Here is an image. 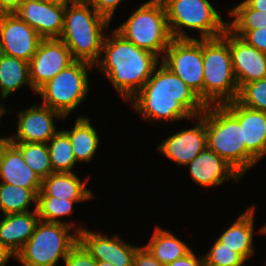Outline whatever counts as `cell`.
I'll list each match as a JSON object with an SVG mask.
<instances>
[{"instance_id":"obj_1","label":"cell","mask_w":266,"mask_h":266,"mask_svg":"<svg viewBox=\"0 0 266 266\" xmlns=\"http://www.w3.org/2000/svg\"><path fill=\"white\" fill-rule=\"evenodd\" d=\"M131 100L132 107L150 122L192 120L206 108L196 93L161 61Z\"/></svg>"},{"instance_id":"obj_2","label":"cell","mask_w":266,"mask_h":266,"mask_svg":"<svg viewBox=\"0 0 266 266\" xmlns=\"http://www.w3.org/2000/svg\"><path fill=\"white\" fill-rule=\"evenodd\" d=\"M111 35L103 40L101 57L104 55V58L99 59L96 66L111 81L117 93L124 100L131 101L160 64V58L138 48L116 30Z\"/></svg>"},{"instance_id":"obj_3","label":"cell","mask_w":266,"mask_h":266,"mask_svg":"<svg viewBox=\"0 0 266 266\" xmlns=\"http://www.w3.org/2000/svg\"><path fill=\"white\" fill-rule=\"evenodd\" d=\"M86 0L65 5L64 26L59 37L74 60L95 65L101 59L104 28L110 21L100 15Z\"/></svg>"},{"instance_id":"obj_4","label":"cell","mask_w":266,"mask_h":266,"mask_svg":"<svg viewBox=\"0 0 266 266\" xmlns=\"http://www.w3.org/2000/svg\"><path fill=\"white\" fill-rule=\"evenodd\" d=\"M203 103L222 105L237 99L239 87L229 48V29L222 36L203 39Z\"/></svg>"},{"instance_id":"obj_5","label":"cell","mask_w":266,"mask_h":266,"mask_svg":"<svg viewBox=\"0 0 266 266\" xmlns=\"http://www.w3.org/2000/svg\"><path fill=\"white\" fill-rule=\"evenodd\" d=\"M199 117L205 122L208 148L241 177L246 174V147L239 121L223 105H207Z\"/></svg>"},{"instance_id":"obj_6","label":"cell","mask_w":266,"mask_h":266,"mask_svg":"<svg viewBox=\"0 0 266 266\" xmlns=\"http://www.w3.org/2000/svg\"><path fill=\"white\" fill-rule=\"evenodd\" d=\"M138 48L155 54L161 60L173 40L166 10L161 0H149L115 29Z\"/></svg>"},{"instance_id":"obj_7","label":"cell","mask_w":266,"mask_h":266,"mask_svg":"<svg viewBox=\"0 0 266 266\" xmlns=\"http://www.w3.org/2000/svg\"><path fill=\"white\" fill-rule=\"evenodd\" d=\"M161 1L173 39H197L185 34L183 27L200 31L201 39L220 37L228 29V23L224 22L208 0Z\"/></svg>"},{"instance_id":"obj_8","label":"cell","mask_w":266,"mask_h":266,"mask_svg":"<svg viewBox=\"0 0 266 266\" xmlns=\"http://www.w3.org/2000/svg\"><path fill=\"white\" fill-rule=\"evenodd\" d=\"M63 223L39 221L29 240L14 257L23 266H56L78 242V233Z\"/></svg>"},{"instance_id":"obj_9","label":"cell","mask_w":266,"mask_h":266,"mask_svg":"<svg viewBox=\"0 0 266 266\" xmlns=\"http://www.w3.org/2000/svg\"><path fill=\"white\" fill-rule=\"evenodd\" d=\"M94 67L86 61L74 60L37 90L42 105L59 112L64 118L83 102L89 92L88 71Z\"/></svg>"},{"instance_id":"obj_10","label":"cell","mask_w":266,"mask_h":266,"mask_svg":"<svg viewBox=\"0 0 266 266\" xmlns=\"http://www.w3.org/2000/svg\"><path fill=\"white\" fill-rule=\"evenodd\" d=\"M161 62L203 102V39H173Z\"/></svg>"},{"instance_id":"obj_11","label":"cell","mask_w":266,"mask_h":266,"mask_svg":"<svg viewBox=\"0 0 266 266\" xmlns=\"http://www.w3.org/2000/svg\"><path fill=\"white\" fill-rule=\"evenodd\" d=\"M240 123L246 147V172L266 155V112L254 110L237 100L222 104Z\"/></svg>"},{"instance_id":"obj_12","label":"cell","mask_w":266,"mask_h":266,"mask_svg":"<svg viewBox=\"0 0 266 266\" xmlns=\"http://www.w3.org/2000/svg\"><path fill=\"white\" fill-rule=\"evenodd\" d=\"M73 61L70 50L60 38L41 39L29 61L32 87L37 91Z\"/></svg>"},{"instance_id":"obj_13","label":"cell","mask_w":266,"mask_h":266,"mask_svg":"<svg viewBox=\"0 0 266 266\" xmlns=\"http://www.w3.org/2000/svg\"><path fill=\"white\" fill-rule=\"evenodd\" d=\"M41 39L16 14H0V53L29 62Z\"/></svg>"},{"instance_id":"obj_14","label":"cell","mask_w":266,"mask_h":266,"mask_svg":"<svg viewBox=\"0 0 266 266\" xmlns=\"http://www.w3.org/2000/svg\"><path fill=\"white\" fill-rule=\"evenodd\" d=\"M75 231L78 241L96 261L110 262L114 266H133L138 246L122 241L118 235L109 238L81 227Z\"/></svg>"},{"instance_id":"obj_15","label":"cell","mask_w":266,"mask_h":266,"mask_svg":"<svg viewBox=\"0 0 266 266\" xmlns=\"http://www.w3.org/2000/svg\"><path fill=\"white\" fill-rule=\"evenodd\" d=\"M55 118L65 119L59 112L42 104L33 105L18 113L15 138L7 136L10 142L45 143L58 132Z\"/></svg>"},{"instance_id":"obj_16","label":"cell","mask_w":266,"mask_h":266,"mask_svg":"<svg viewBox=\"0 0 266 266\" xmlns=\"http://www.w3.org/2000/svg\"><path fill=\"white\" fill-rule=\"evenodd\" d=\"M14 14L33 28L42 39L61 36L64 26V4L24 0Z\"/></svg>"},{"instance_id":"obj_17","label":"cell","mask_w":266,"mask_h":266,"mask_svg":"<svg viewBox=\"0 0 266 266\" xmlns=\"http://www.w3.org/2000/svg\"><path fill=\"white\" fill-rule=\"evenodd\" d=\"M195 122L193 128L183 129L166 138L159 144L158 151L180 166L189 164L208 147L205 122L199 116L195 117Z\"/></svg>"},{"instance_id":"obj_18","label":"cell","mask_w":266,"mask_h":266,"mask_svg":"<svg viewBox=\"0 0 266 266\" xmlns=\"http://www.w3.org/2000/svg\"><path fill=\"white\" fill-rule=\"evenodd\" d=\"M229 48L233 71L239 89L247 83L266 77V53L248 45L229 30Z\"/></svg>"},{"instance_id":"obj_19","label":"cell","mask_w":266,"mask_h":266,"mask_svg":"<svg viewBox=\"0 0 266 266\" xmlns=\"http://www.w3.org/2000/svg\"><path fill=\"white\" fill-rule=\"evenodd\" d=\"M0 181L29 189H41L42 180L24 162L20 150L8 139L0 142Z\"/></svg>"},{"instance_id":"obj_20","label":"cell","mask_w":266,"mask_h":266,"mask_svg":"<svg viewBox=\"0 0 266 266\" xmlns=\"http://www.w3.org/2000/svg\"><path fill=\"white\" fill-rule=\"evenodd\" d=\"M186 166H189V173L195 184L202 187L218 186L229 178L235 181L242 178L225 160L208 147Z\"/></svg>"},{"instance_id":"obj_21","label":"cell","mask_w":266,"mask_h":266,"mask_svg":"<svg viewBox=\"0 0 266 266\" xmlns=\"http://www.w3.org/2000/svg\"><path fill=\"white\" fill-rule=\"evenodd\" d=\"M39 221L37 206L32 211L4 215L0 220V244L16 256Z\"/></svg>"},{"instance_id":"obj_22","label":"cell","mask_w":266,"mask_h":266,"mask_svg":"<svg viewBox=\"0 0 266 266\" xmlns=\"http://www.w3.org/2000/svg\"><path fill=\"white\" fill-rule=\"evenodd\" d=\"M89 177L81 181L72 173H52L41 182L37 196H53L67 200H89L93 198L90 189L86 188Z\"/></svg>"},{"instance_id":"obj_23","label":"cell","mask_w":266,"mask_h":266,"mask_svg":"<svg viewBox=\"0 0 266 266\" xmlns=\"http://www.w3.org/2000/svg\"><path fill=\"white\" fill-rule=\"evenodd\" d=\"M254 211L252 205L218 237L221 243L239 253L246 261L254 253Z\"/></svg>"},{"instance_id":"obj_24","label":"cell","mask_w":266,"mask_h":266,"mask_svg":"<svg viewBox=\"0 0 266 266\" xmlns=\"http://www.w3.org/2000/svg\"><path fill=\"white\" fill-rule=\"evenodd\" d=\"M24 84H29L32 91L37 92L30 81L29 62L0 53L1 98H7Z\"/></svg>"},{"instance_id":"obj_25","label":"cell","mask_w":266,"mask_h":266,"mask_svg":"<svg viewBox=\"0 0 266 266\" xmlns=\"http://www.w3.org/2000/svg\"><path fill=\"white\" fill-rule=\"evenodd\" d=\"M70 139L73 153L77 162H90L99 145L96 129L88 117L78 116L74 127L64 130Z\"/></svg>"},{"instance_id":"obj_26","label":"cell","mask_w":266,"mask_h":266,"mask_svg":"<svg viewBox=\"0 0 266 266\" xmlns=\"http://www.w3.org/2000/svg\"><path fill=\"white\" fill-rule=\"evenodd\" d=\"M149 252L161 263L168 265L188 254L191 248L168 230L156 227L149 243Z\"/></svg>"},{"instance_id":"obj_27","label":"cell","mask_w":266,"mask_h":266,"mask_svg":"<svg viewBox=\"0 0 266 266\" xmlns=\"http://www.w3.org/2000/svg\"><path fill=\"white\" fill-rule=\"evenodd\" d=\"M40 189H29L0 182V209L3 215L28 212L31 203L37 205Z\"/></svg>"},{"instance_id":"obj_28","label":"cell","mask_w":266,"mask_h":266,"mask_svg":"<svg viewBox=\"0 0 266 266\" xmlns=\"http://www.w3.org/2000/svg\"><path fill=\"white\" fill-rule=\"evenodd\" d=\"M47 145L53 172L72 173L77 161L68 134L64 130H58Z\"/></svg>"},{"instance_id":"obj_29","label":"cell","mask_w":266,"mask_h":266,"mask_svg":"<svg viewBox=\"0 0 266 266\" xmlns=\"http://www.w3.org/2000/svg\"><path fill=\"white\" fill-rule=\"evenodd\" d=\"M22 153L24 162L43 180L54 173L45 143L11 142Z\"/></svg>"},{"instance_id":"obj_30","label":"cell","mask_w":266,"mask_h":266,"mask_svg":"<svg viewBox=\"0 0 266 266\" xmlns=\"http://www.w3.org/2000/svg\"><path fill=\"white\" fill-rule=\"evenodd\" d=\"M89 200H67L53 196H37V213L39 220L49 223H63L73 228L74 223H65L58 218L67 216L73 212L74 203Z\"/></svg>"},{"instance_id":"obj_31","label":"cell","mask_w":266,"mask_h":266,"mask_svg":"<svg viewBox=\"0 0 266 266\" xmlns=\"http://www.w3.org/2000/svg\"><path fill=\"white\" fill-rule=\"evenodd\" d=\"M228 11L231 17H235L231 24L228 23L229 30H254L266 27V11L252 9L244 1Z\"/></svg>"},{"instance_id":"obj_32","label":"cell","mask_w":266,"mask_h":266,"mask_svg":"<svg viewBox=\"0 0 266 266\" xmlns=\"http://www.w3.org/2000/svg\"><path fill=\"white\" fill-rule=\"evenodd\" d=\"M236 100L248 108L266 112V77L244 84Z\"/></svg>"},{"instance_id":"obj_33","label":"cell","mask_w":266,"mask_h":266,"mask_svg":"<svg viewBox=\"0 0 266 266\" xmlns=\"http://www.w3.org/2000/svg\"><path fill=\"white\" fill-rule=\"evenodd\" d=\"M203 259L204 266H242L246 262L239 253L226 247L218 239Z\"/></svg>"},{"instance_id":"obj_34","label":"cell","mask_w":266,"mask_h":266,"mask_svg":"<svg viewBox=\"0 0 266 266\" xmlns=\"http://www.w3.org/2000/svg\"><path fill=\"white\" fill-rule=\"evenodd\" d=\"M66 266H96V260L78 241L64 259Z\"/></svg>"},{"instance_id":"obj_35","label":"cell","mask_w":266,"mask_h":266,"mask_svg":"<svg viewBox=\"0 0 266 266\" xmlns=\"http://www.w3.org/2000/svg\"><path fill=\"white\" fill-rule=\"evenodd\" d=\"M239 36L248 45L255 47L260 52L266 53V27L254 30H230Z\"/></svg>"},{"instance_id":"obj_36","label":"cell","mask_w":266,"mask_h":266,"mask_svg":"<svg viewBox=\"0 0 266 266\" xmlns=\"http://www.w3.org/2000/svg\"><path fill=\"white\" fill-rule=\"evenodd\" d=\"M100 15L111 21L112 16L122 0H86Z\"/></svg>"},{"instance_id":"obj_37","label":"cell","mask_w":266,"mask_h":266,"mask_svg":"<svg viewBox=\"0 0 266 266\" xmlns=\"http://www.w3.org/2000/svg\"><path fill=\"white\" fill-rule=\"evenodd\" d=\"M133 266H166L161 264L145 247H139L134 256Z\"/></svg>"},{"instance_id":"obj_38","label":"cell","mask_w":266,"mask_h":266,"mask_svg":"<svg viewBox=\"0 0 266 266\" xmlns=\"http://www.w3.org/2000/svg\"><path fill=\"white\" fill-rule=\"evenodd\" d=\"M166 266H204L203 257H196L195 253L191 250L185 256L176 259Z\"/></svg>"},{"instance_id":"obj_39","label":"cell","mask_w":266,"mask_h":266,"mask_svg":"<svg viewBox=\"0 0 266 266\" xmlns=\"http://www.w3.org/2000/svg\"><path fill=\"white\" fill-rule=\"evenodd\" d=\"M24 0H0V14H13Z\"/></svg>"},{"instance_id":"obj_40","label":"cell","mask_w":266,"mask_h":266,"mask_svg":"<svg viewBox=\"0 0 266 266\" xmlns=\"http://www.w3.org/2000/svg\"><path fill=\"white\" fill-rule=\"evenodd\" d=\"M250 8L260 11H266V0H245Z\"/></svg>"},{"instance_id":"obj_41","label":"cell","mask_w":266,"mask_h":266,"mask_svg":"<svg viewBox=\"0 0 266 266\" xmlns=\"http://www.w3.org/2000/svg\"><path fill=\"white\" fill-rule=\"evenodd\" d=\"M12 256L15 257L6 247L0 244V266H5Z\"/></svg>"},{"instance_id":"obj_42","label":"cell","mask_w":266,"mask_h":266,"mask_svg":"<svg viewBox=\"0 0 266 266\" xmlns=\"http://www.w3.org/2000/svg\"><path fill=\"white\" fill-rule=\"evenodd\" d=\"M41 1H45V2H51V3H56V4H64L66 5L67 3H71L75 0H41Z\"/></svg>"},{"instance_id":"obj_43","label":"cell","mask_w":266,"mask_h":266,"mask_svg":"<svg viewBox=\"0 0 266 266\" xmlns=\"http://www.w3.org/2000/svg\"><path fill=\"white\" fill-rule=\"evenodd\" d=\"M8 111H6V109L2 106V104H0V122H1V117L3 116V114L7 113ZM8 137H4V138H0V142L7 140Z\"/></svg>"},{"instance_id":"obj_44","label":"cell","mask_w":266,"mask_h":266,"mask_svg":"<svg viewBox=\"0 0 266 266\" xmlns=\"http://www.w3.org/2000/svg\"><path fill=\"white\" fill-rule=\"evenodd\" d=\"M96 266H114L110 262L96 261Z\"/></svg>"},{"instance_id":"obj_45","label":"cell","mask_w":266,"mask_h":266,"mask_svg":"<svg viewBox=\"0 0 266 266\" xmlns=\"http://www.w3.org/2000/svg\"><path fill=\"white\" fill-rule=\"evenodd\" d=\"M260 233L266 234V224L260 228Z\"/></svg>"}]
</instances>
